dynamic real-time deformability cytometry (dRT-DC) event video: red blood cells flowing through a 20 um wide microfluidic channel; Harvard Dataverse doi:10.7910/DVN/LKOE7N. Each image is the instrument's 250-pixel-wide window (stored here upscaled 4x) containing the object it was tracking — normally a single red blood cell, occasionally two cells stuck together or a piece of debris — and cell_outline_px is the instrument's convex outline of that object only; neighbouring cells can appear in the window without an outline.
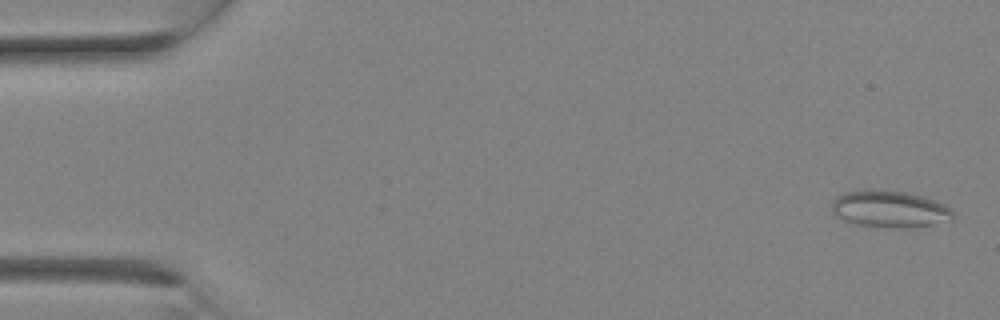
{"species": "Egyptian fruit bat (a non-hibernating species)", "species_latin": "Rousettus aegyptiacus", "temperature_condition": "room temperature", "stored_images_in_passage": 8, "camera_frame_rate_fps": 3000, "um_per_image_px": 0.085, "animal": {"sex": "female"}, "frame": {"image": 1, "passage_image": 1, "time_ms": 0.0, "image_size_px": [1000, 320], "cell_outline_px": [[956, 216], [952, 220], [912, 228], [884, 228], [856, 224], [844, 220], [836, 216], [832, 212], [832, 200], [836, 196], [844, 192], [864, 188], [872, 188], [908, 192], [924, 196], [936, 200], [944, 204]], "centroid_in_image_um": [75.6, 17.75], "position_along_channel_um": 9.4, "area_um2": 26.76}}